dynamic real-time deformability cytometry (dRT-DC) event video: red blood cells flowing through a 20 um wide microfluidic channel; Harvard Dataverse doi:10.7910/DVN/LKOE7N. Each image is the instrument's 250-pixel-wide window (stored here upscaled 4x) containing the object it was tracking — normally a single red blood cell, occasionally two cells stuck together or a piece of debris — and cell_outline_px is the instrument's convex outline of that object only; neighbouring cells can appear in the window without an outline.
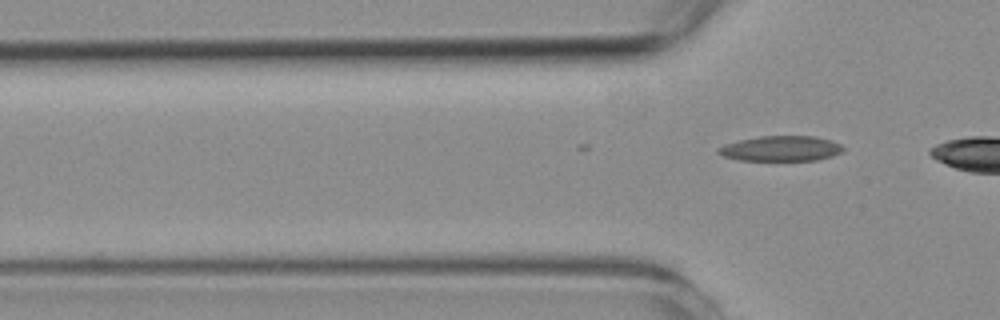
{"species": "common noctule bat (a hibernating species)", "species_latin": "Nyctalus noctula", "temperature_condition": "room temperature", "stored_images_in_passage": 3, "camera_frame_rate_fps": 3000, "um_per_image_px": 0.085, "animal": {"sex": "female", "body_mass_g": 19.3, "forearm_length_mm": 54.1}, "frame": {"image": 1, "passage_image": 3, "time_ms": 0.667, "image_size_px": [1000, 320], "cell_outline_px": [[844, 148], [840, 152], [832, 156], [816, 160], [740, 160], [724, 156], [716, 152], [716, 148], [724, 144], [740, 140], [760, 136], [812, 136], [828, 140], [840, 144]], "centroid_in_image_um": [66.33, 12.62], "position_along_channel_um": 59.5, "area_um2": 18.15}}